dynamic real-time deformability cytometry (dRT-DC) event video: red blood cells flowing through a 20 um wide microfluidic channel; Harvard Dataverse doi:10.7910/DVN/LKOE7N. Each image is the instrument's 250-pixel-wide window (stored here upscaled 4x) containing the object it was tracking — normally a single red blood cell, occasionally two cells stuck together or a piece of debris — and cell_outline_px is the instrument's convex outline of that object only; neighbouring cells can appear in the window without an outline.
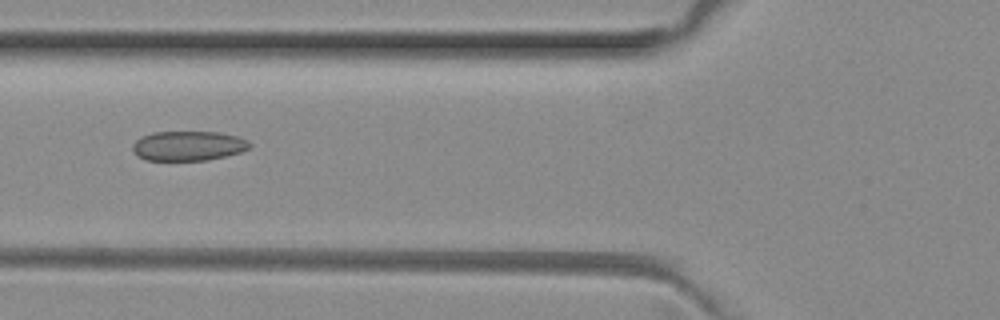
{"species": "common noctule bat (a hibernating species)", "species_latin": "Nyctalus noctula", "temperature_condition": "room temperature", "stored_images_in_passage": 2, "camera_frame_rate_fps": 3000, "um_per_image_px": 0.085, "animal": {"sex": "female", "body_mass_g": 29.2, "forearm_length_mm": 56.3}, "frame": {"image": 1, "passage_image": 2, "time_ms": 0.333, "image_size_px": [1000, 320], "cell_outline_px": [[252, 144], [248, 148], [240, 152], [208, 160], [144, 160], [136, 156], [132, 148], [132, 144], [140, 136], [152, 132], [220, 132], [236, 136], [248, 140]], "centroid_in_image_um": [15.96, 12.39], "position_along_channel_um": 109.8, "area_um2": 20.35}}